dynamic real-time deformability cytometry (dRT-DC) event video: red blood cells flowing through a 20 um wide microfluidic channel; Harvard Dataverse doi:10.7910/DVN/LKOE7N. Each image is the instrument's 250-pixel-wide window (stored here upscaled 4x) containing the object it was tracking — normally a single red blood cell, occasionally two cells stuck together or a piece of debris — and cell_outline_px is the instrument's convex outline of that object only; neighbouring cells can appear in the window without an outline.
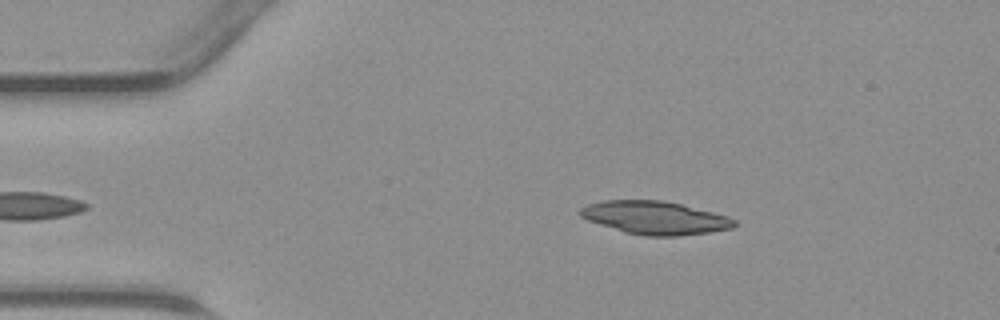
{"species": "common noctule bat (a hibernating species)", "species_latin": "Nyctalus noctula", "temperature_condition": "warm", "stored_images_in_passage": 34, "camera_frame_rate_fps": 3000, "um_per_image_px": 0.085, "animal": {"sex": "male", "body_mass_g": 23.1, "forearm_length_mm": 52.7}, "frame": {"image": 1, "passage_image": 3, "time_ms": 0.667, "image_size_px": [1000, 320], "cell_outline_px": [[736, 224], [732, 228], [708, 232], [676, 236], [644, 236], [624, 232], [588, 220], [580, 216], [580, 208], [588, 204], [604, 200], [664, 200], [728, 216], [736, 220]], "centroid_in_image_um": [55.66, 18.51], "position_along_channel_um": 29.3, "area_um2": 29.54}}